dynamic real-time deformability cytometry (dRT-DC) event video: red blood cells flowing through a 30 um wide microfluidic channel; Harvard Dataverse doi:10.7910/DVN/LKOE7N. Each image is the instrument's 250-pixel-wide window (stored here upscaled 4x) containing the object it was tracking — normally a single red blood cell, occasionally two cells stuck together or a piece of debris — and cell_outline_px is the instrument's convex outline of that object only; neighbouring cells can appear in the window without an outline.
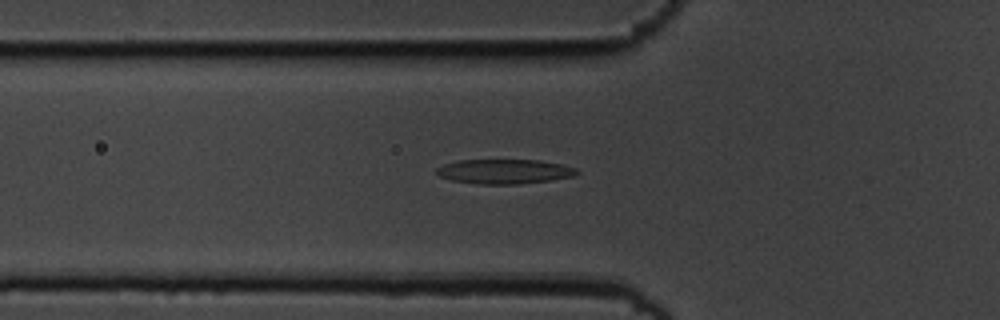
{"species": "common noctule bat (a hibernating species)", "species_latin": "Nyctalus noctula", "temperature_condition": "cold", "stored_images_in_passage": 55, "camera_frame_rate_fps": 3000, "um_per_image_px": 0.085, "animal": {"sex": "male", "body_mass_g": 19.5, "forearm_length_mm": 54.6}, "frame": {"image": 1, "passage_image": 19, "time_ms": 6.0, "image_size_px": [1000, 320], "cell_outline_px": [[580, 172], [572, 176], [552, 180], [516, 184], [480, 184], [452, 180], [440, 176], [436, 172], [436, 168], [444, 164], [460, 160], [540, 160], [564, 164], [576, 168]], "centroid_in_image_um": [42.91, 14.57], "position_along_channel_um": 82.9, "area_um2": 20.06}}
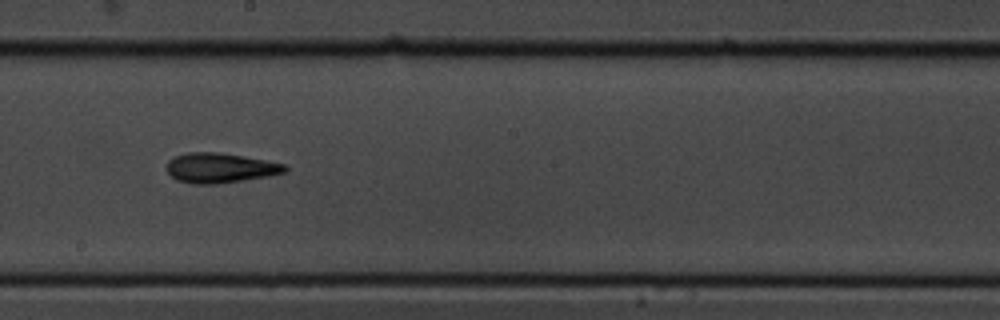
{"frame": {"image": 2, "passage_image": 31, "time_ms": 10.0, "image_size_px": [1000, 320], "cell_outline_px": [[288, 172], [268, 176], [216, 184], [192, 184], [176, 180], [164, 168], [168, 160], [172, 156], [188, 152], [216, 152], [264, 160], [284, 164], [288, 168]], "centroid_in_image_um": [18.65, 14.27], "position_along_channel_um": 229.6, "area_um2": 20.63}}
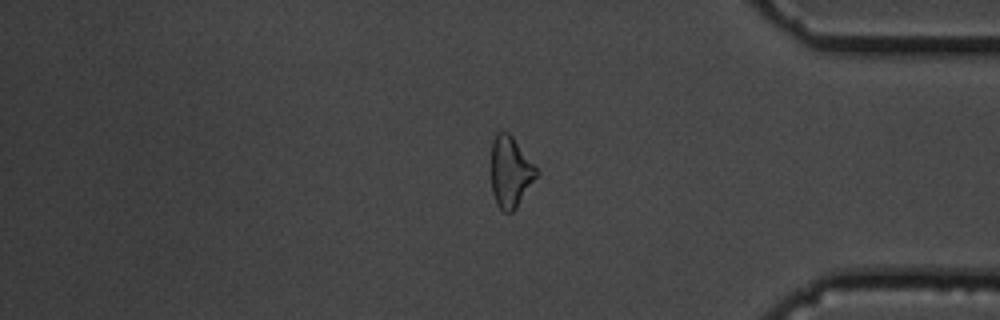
{"frame": {"image": 3, "passage_image": 46, "time_ms": 15.0, "image_size_px": [1000, 320], "cell_outline_px": [[540, 172], [516, 208], [512, 212], [504, 212], [496, 204], [492, 192], [492, 140], [496, 132], [508, 132], [512, 136]], "centroid_in_image_um": [43.39, 14.62], "position_along_channel_um": 391.8, "area_um2": 18.61}, "authors_computed_cell_mechanics": {"area_um2": 19.652, "velocity_mm_per_s": 3.6553, "shape_relaxation_time_tau1_ms": 7.3572, "shape_relaxation_time_tau2_ms": 5.2248, "deformation_change_tau1": 0.1781, "deformation_change_tau2": 0.1504}}